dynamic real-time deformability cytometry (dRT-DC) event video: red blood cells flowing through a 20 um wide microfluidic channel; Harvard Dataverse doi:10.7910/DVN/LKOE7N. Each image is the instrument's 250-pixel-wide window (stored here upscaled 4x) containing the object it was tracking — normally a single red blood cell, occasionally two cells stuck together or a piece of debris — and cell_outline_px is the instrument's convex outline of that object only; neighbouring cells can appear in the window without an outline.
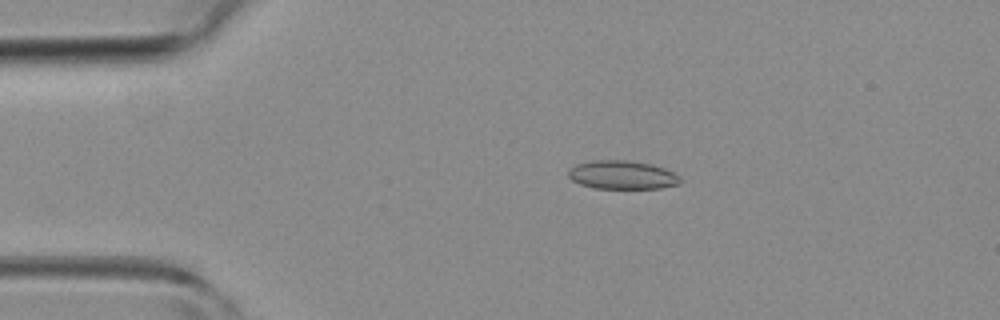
{"species": "common noctule bat (a hibernating species)", "species_latin": "Nyctalus noctula", "temperature_condition": "room temperature", "stored_images_in_passage": 45, "camera_frame_rate_fps": 3000, "um_per_image_px": 0.085, "animal": {"sex": "female", "body_mass_g": 19.3, "forearm_length_mm": 54.1}, "frame": {"image": 1, "passage_image": 8, "time_ms": 2.333, "image_size_px": [1000, 320], "cell_outline_px": [[680, 184], [660, 188], [596, 188], [580, 184], [572, 180], [568, 176], [568, 172], [576, 164], [596, 160], [628, 160], [652, 164], [664, 168], [680, 176]], "centroid_in_image_um": [52.91, 14.86], "position_along_channel_um": 32.1, "area_um2": 18.5}}
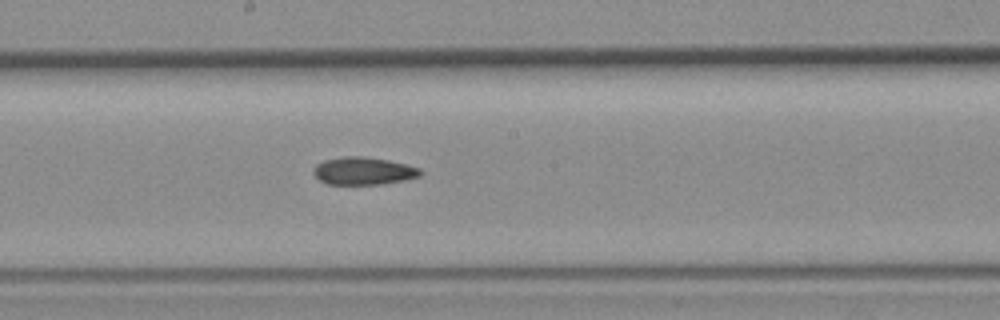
{"frame": {"image": 2, "passage_image": 23, "time_ms": 7.333, "image_size_px": [1000, 320], "cell_outline_px": [[424, 172], [420, 176], [404, 180], [380, 184], [328, 184], [320, 180], [312, 172], [316, 164], [324, 160], [344, 156], [364, 156], [388, 160], [420, 168]], "centroid_in_image_um": [30.89, 14.52], "position_along_channel_um": 217.3, "area_um2": 17.17}}
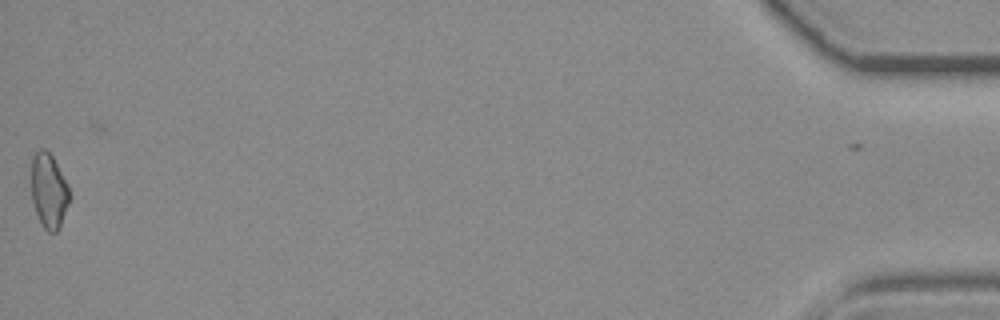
{"frame": {"image": 3, "passage_image": 44, "time_ms": 14.333, "image_size_px": [1000, 320], "cell_outline_px": [[68, 204], [60, 228], [56, 232], [48, 232], [40, 224], [32, 200], [32, 156], [40, 148], [44, 148], [52, 156], [68, 184]], "centroid_in_image_um": [4.14, 16.23], "position_along_channel_um": 431.1, "area_um2": 16.47}}